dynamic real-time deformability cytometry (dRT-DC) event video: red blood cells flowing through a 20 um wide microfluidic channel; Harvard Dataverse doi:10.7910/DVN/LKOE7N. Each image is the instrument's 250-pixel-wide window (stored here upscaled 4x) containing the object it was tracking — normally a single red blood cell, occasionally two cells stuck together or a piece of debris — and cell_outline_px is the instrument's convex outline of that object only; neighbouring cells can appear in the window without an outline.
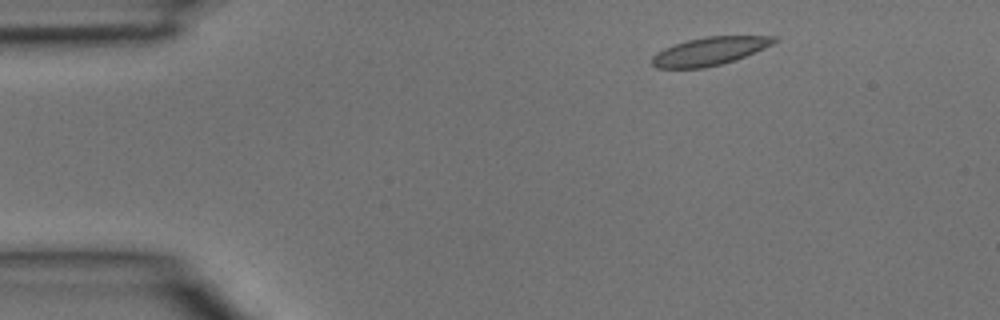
{"species": "common noctule bat (a hibernating species)", "species_latin": "Nyctalus noctula", "temperature_condition": "room temperature", "stored_images_in_passage": 3, "camera_frame_rate_fps": 3000, "um_per_image_px": 0.085, "animal": {"sex": "male", "body_mass_g": 15.6}, "frame": {"image": 1, "passage_image": 2, "time_ms": 0.333, "image_size_px": [1000, 320], "cell_outline_px": [[776, 40], [772, 44], [736, 60], [704, 68], [656, 68], [652, 64], [652, 56], [656, 52], [664, 48], [688, 40], [708, 36], [776, 36]], "centroid_in_image_um": [60.28, 4.36], "position_along_channel_um": 24.7, "area_um2": 19.77}}